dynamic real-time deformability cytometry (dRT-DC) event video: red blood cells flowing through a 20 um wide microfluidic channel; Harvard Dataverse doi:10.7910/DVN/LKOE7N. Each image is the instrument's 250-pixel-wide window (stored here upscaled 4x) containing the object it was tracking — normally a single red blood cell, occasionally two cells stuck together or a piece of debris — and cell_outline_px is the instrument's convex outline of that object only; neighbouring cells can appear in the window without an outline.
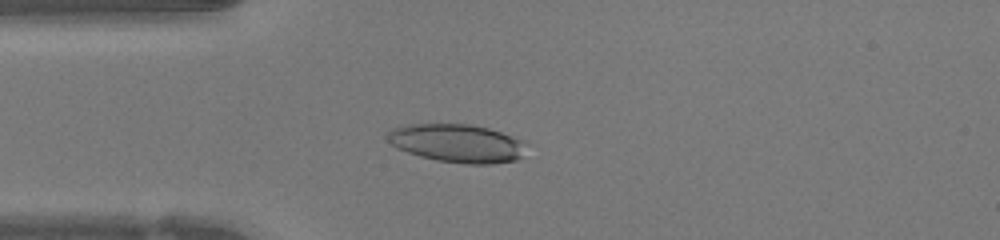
{"species": "human", "species_latin": "Homo sapiens", "temperature_condition": "warm", "stored_images_in_passage": 47, "camera_frame_rate_fps": 3000, "um_per_image_px": 0.085, "donor": {"sex": "female"}, "frame": {"image": 1, "passage_image": 12, "time_ms": 3.667, "image_size_px": [1000, 240], "cell_outline_px": [[528, 144], [520, 156], [516, 160], [492, 164], [468, 164], [436, 160], [420, 156], [396, 148], [388, 140], [388, 132], [392, 128], [408, 124], [472, 124], [488, 128], [524, 140]], "centroid_in_image_um": [38.87, 12.17], "position_along_channel_um": 46.1, "area_um2": 30.98}}
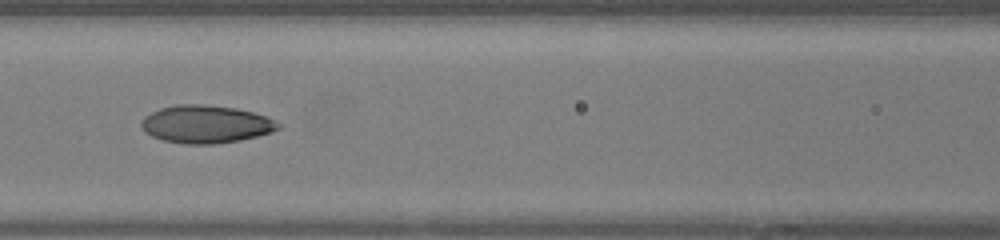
{"frame": {"image": 2, "passage_image": 20, "time_ms": 6.333, "image_size_px": [1000, 240], "cell_outline_px": [[280, 128], [272, 132], [240, 140], [212, 144], [184, 144], [164, 140], [152, 136], [144, 132], [140, 124], [144, 116], [160, 108], [176, 104], [204, 104], [236, 108], [252, 112], [264, 116], [280, 124]], "centroid_in_image_um": [17.46, 10.55], "position_along_channel_um": 149.1, "area_um2": 30.06}}
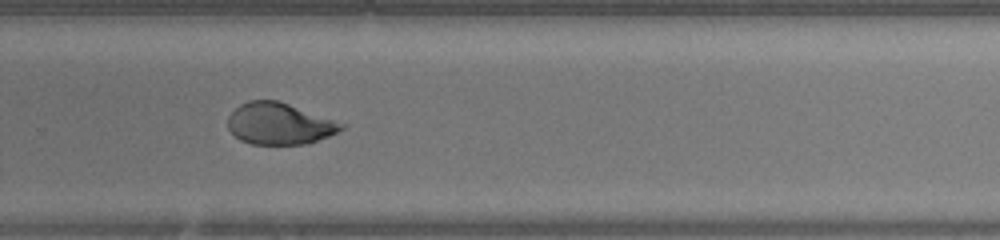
{"frame": {"image": 3, "passage_image": 31, "time_ms": 10.0, "image_size_px": [1000, 240], "cell_outline_px": [[344, 128], [328, 136], [304, 144], [252, 144], [240, 140], [228, 128], [228, 116], [240, 104], [248, 100], [276, 100], [288, 104], [344, 124]], "centroid_in_image_um": [23.69, 10.51], "position_along_channel_um": 306.1, "area_um2": 26.93}, "authors_computed_cell_mechanics": {"area_um2": 30.6918, "velocity_mm_per_s": 4.2934, "shape_relaxation_time_tau1_ms": null, "shape_relaxation_time_tau2_ms": 1.7324, "deformation_change_tau1": null, "deformation_change_tau2": 0.0588}}